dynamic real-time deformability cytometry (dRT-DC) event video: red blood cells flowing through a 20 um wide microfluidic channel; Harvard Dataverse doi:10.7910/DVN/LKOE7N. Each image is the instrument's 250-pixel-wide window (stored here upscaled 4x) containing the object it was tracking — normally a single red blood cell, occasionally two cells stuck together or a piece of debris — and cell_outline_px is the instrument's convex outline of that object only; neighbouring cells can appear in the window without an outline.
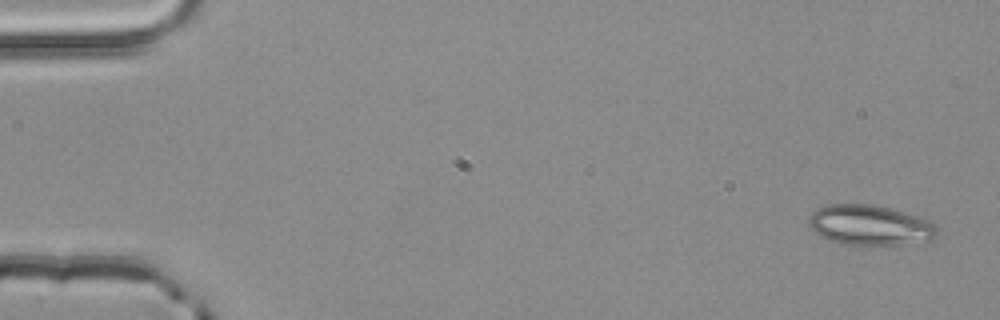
{"species": "common noctule bat (a hibernating species)", "species_latin": "Nyctalus noctula", "temperature_condition": "room temperature", "stored_images_in_passage": 4, "camera_frame_rate_fps": 3000, "um_per_image_px": 0.085, "animal": {"sex": "male", "body_mass_g": 20.4}, "frame": {"image": 1, "passage_image": 1, "time_ms": 0.0, "image_size_px": [1000, 320], "cell_outline_px": [[940, 228], [936, 236], [932, 240], [900, 244], [864, 248], [840, 244], [828, 240], [816, 232], [808, 224], [808, 216], [816, 208], [828, 204], [872, 204], [888, 208], [932, 220]], "centroid_in_image_um": [73.96, 19.17], "position_along_channel_um": 11.0, "area_um2": 31.04}}